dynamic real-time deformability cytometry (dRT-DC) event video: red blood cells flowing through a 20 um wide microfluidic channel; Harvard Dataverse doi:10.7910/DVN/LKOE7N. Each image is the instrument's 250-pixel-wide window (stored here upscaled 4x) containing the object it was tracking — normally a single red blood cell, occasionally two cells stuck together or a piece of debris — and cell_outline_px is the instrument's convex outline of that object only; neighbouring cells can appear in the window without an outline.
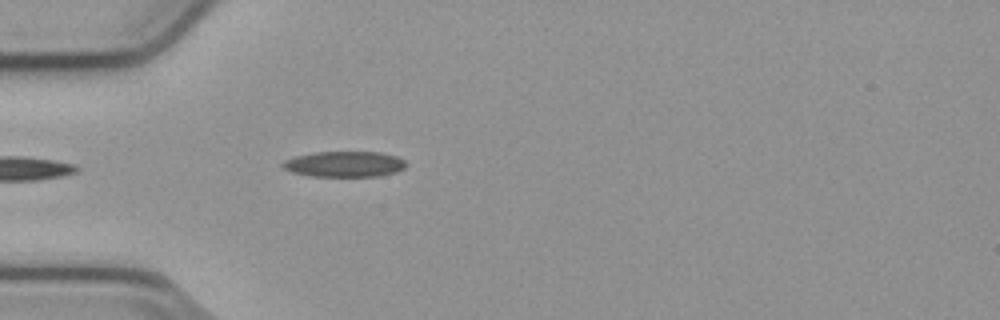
{"species": "common noctule bat (a hibernating species)", "species_latin": "Nyctalus noctula", "temperature_condition": "cold", "stored_images_in_passage": 11, "camera_frame_rate_fps": 3000, "um_per_image_px": 0.085, "animal": {"sex": "male", "body_mass_g": 23.1, "forearm_length_mm": 52.7}, "frame": {"image": 1, "passage_image": 4, "time_ms": 1.0, "image_size_px": [1000, 320], "cell_outline_px": [[404, 168], [396, 172], [380, 176], [312, 176], [292, 172], [284, 168], [280, 164], [284, 160], [296, 156], [312, 152], [380, 152], [396, 156], [404, 160]], "centroid_in_image_um": [29.25, 13.94], "position_along_channel_um": 55.7, "area_um2": 18.38}}